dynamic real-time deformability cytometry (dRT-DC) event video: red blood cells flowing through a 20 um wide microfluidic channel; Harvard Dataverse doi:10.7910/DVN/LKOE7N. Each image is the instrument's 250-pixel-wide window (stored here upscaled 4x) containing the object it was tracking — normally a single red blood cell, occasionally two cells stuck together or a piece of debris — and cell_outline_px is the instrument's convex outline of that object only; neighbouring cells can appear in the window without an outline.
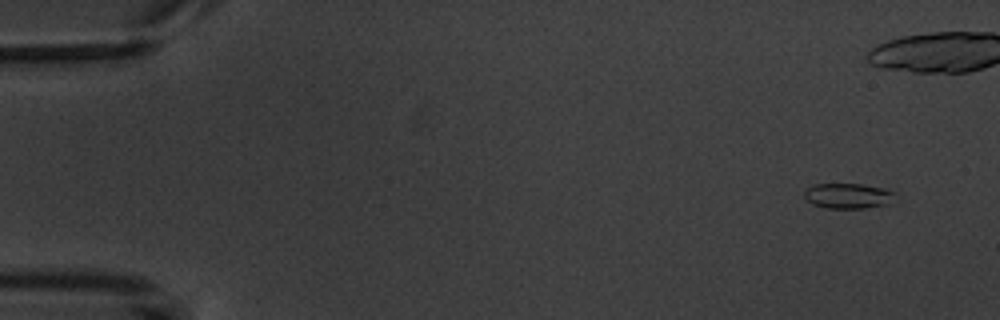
{"species": "common noctule bat (a hibernating species)", "species_latin": "Nyctalus noctula", "temperature_condition": "warm", "stored_images_in_passage": 5, "camera_frame_rate_fps": 3000, "um_per_image_px": 0.085, "animal": {"sex": "male", "body_mass_g": 20.1, "forearm_length_mm": 53.5}, "frame": {"image": 1, "passage_image": 1, "time_ms": 0.0, "image_size_px": [1000, 320], "cell_outline_px": [[892, 192], [888, 204], [868, 208], [828, 208], [812, 204], [804, 200], [804, 192], [812, 184], [864, 184], [884, 188]], "centroid_in_image_um": [71.99, 16.65], "position_along_channel_um": 13.0, "area_um2": 13.24}}